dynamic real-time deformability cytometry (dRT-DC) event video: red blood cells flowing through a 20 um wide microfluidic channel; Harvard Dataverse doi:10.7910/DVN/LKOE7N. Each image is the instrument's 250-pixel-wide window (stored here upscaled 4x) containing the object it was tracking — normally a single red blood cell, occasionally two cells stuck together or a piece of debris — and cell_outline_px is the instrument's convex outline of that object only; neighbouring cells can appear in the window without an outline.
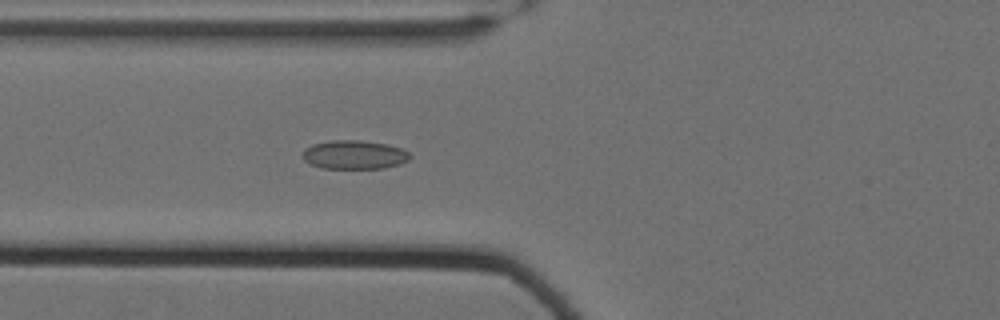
{"species": "Egyptian fruit bat (a non-hibernating species)", "species_latin": "Rousettus aegyptiacus", "temperature_condition": "cold", "stored_images_in_passage": 52, "camera_frame_rate_fps": 3000, "um_per_image_px": 0.085, "animal": {"sex": "female"}, "frame": {"image": 1, "passage_image": 27, "time_ms": 8.667, "image_size_px": [1000, 320], "cell_outline_px": [[412, 156], [408, 160], [400, 164], [384, 168], [320, 168], [304, 160], [304, 148], [312, 144], [332, 140], [360, 140], [388, 144], [400, 148], [408, 152]], "centroid_in_image_um": [30.13, 13.15], "position_along_channel_um": 95.7, "area_um2": 17.98}}
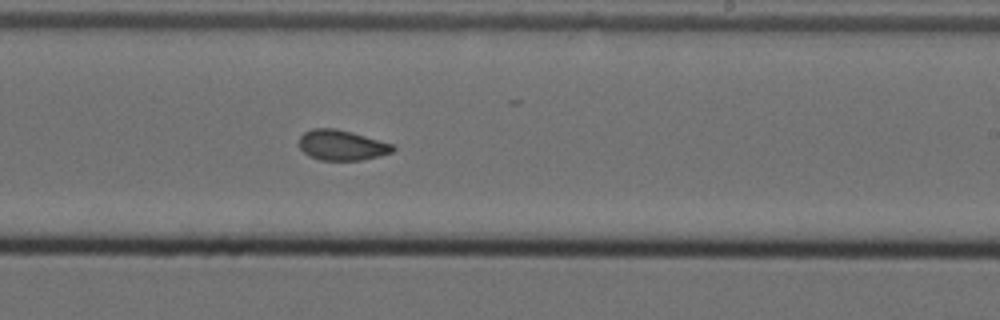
{"frame": {"image": 2, "passage_image": 41, "time_ms": 13.333, "image_size_px": [1000, 320], "cell_outline_px": [[396, 148], [392, 152], [380, 156], [360, 160], [320, 160], [308, 156], [300, 148], [300, 136], [304, 132], [312, 128], [336, 128], [352, 132], [392, 144]], "centroid_in_image_um": [29.04, 12.34], "position_along_channel_um": 260.0, "area_um2": 16.53}}
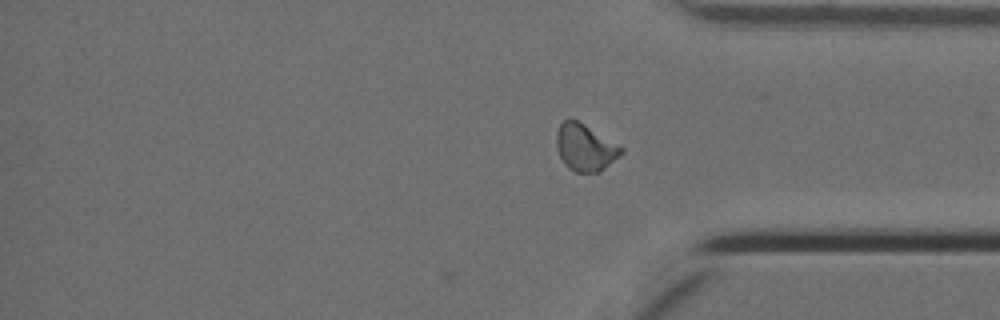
{"frame": {"image": 3, "passage_image": 52, "time_ms": 17.0, "image_size_px": [1000, 320], "cell_outline_px": [[624, 152], [600, 172], [576, 172], [568, 168], [564, 164], [560, 156], [556, 144], [556, 132], [560, 124], [564, 120], [576, 120], [584, 124], [624, 148]], "centroid_in_image_um": [49.73, 12.55], "position_along_channel_um": 385.5, "area_um2": 17.51}, "authors_computed_cell_mechanics": {"area_um2": 17.9469, "velocity_mm_per_s": 3.4973, "shape_relaxation_time_tau1_ms": null, "shape_relaxation_time_tau2_ms": 2.7764, "deformation_change_tau1": null, "deformation_change_tau2": 0.071}}